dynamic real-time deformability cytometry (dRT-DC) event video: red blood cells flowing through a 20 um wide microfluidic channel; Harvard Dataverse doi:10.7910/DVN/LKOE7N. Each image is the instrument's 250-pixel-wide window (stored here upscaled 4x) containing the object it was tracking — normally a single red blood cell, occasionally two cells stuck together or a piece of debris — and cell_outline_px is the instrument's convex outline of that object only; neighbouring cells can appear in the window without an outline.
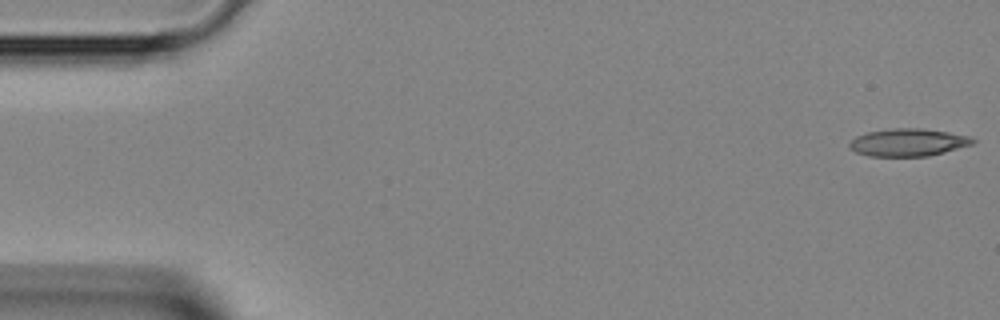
{"species": "Egyptian fruit bat (a non-hibernating species)", "species_latin": "Rousettus aegyptiacus", "temperature_condition": "room temperature", "stored_images_in_passage": 15, "camera_frame_rate_fps": 3000, "um_per_image_px": 0.085, "animal": {"sex": "female"}, "frame": {"image": 1, "passage_image": 1, "time_ms": 0.0, "image_size_px": [1000, 320], "cell_outline_px": [[976, 140], [972, 144], [944, 152], [928, 156], [868, 156], [856, 152], [848, 148], [848, 144], [856, 136], [868, 132], [892, 128], [924, 128], [948, 132], [968, 136]], "centroid_in_image_um": [77.16, 12.1], "position_along_channel_um": 7.8, "area_um2": 19.77}}
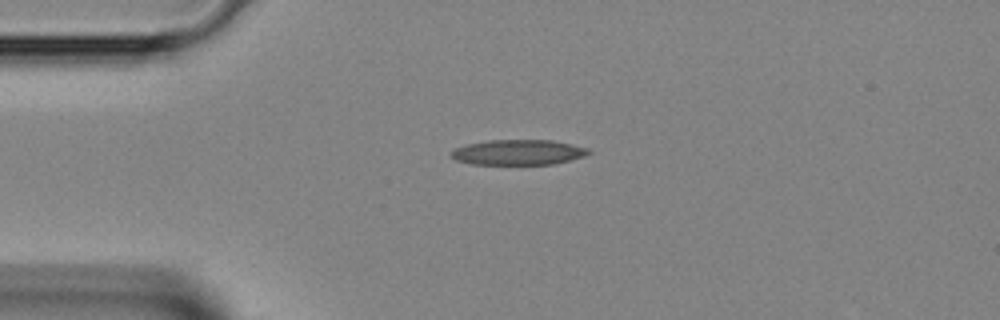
{"frame": {"image": 2, "passage_image": 10, "time_ms": 3.0, "image_size_px": [1000, 320], "cell_outline_px": [[592, 152], [584, 156], [552, 164], [472, 164], [456, 160], [448, 152], [464, 144], [488, 140], [552, 140], [588, 148]], "centroid_in_image_um": [44.01, 12.94], "position_along_channel_um": 41.0, "area_um2": 20.17}}
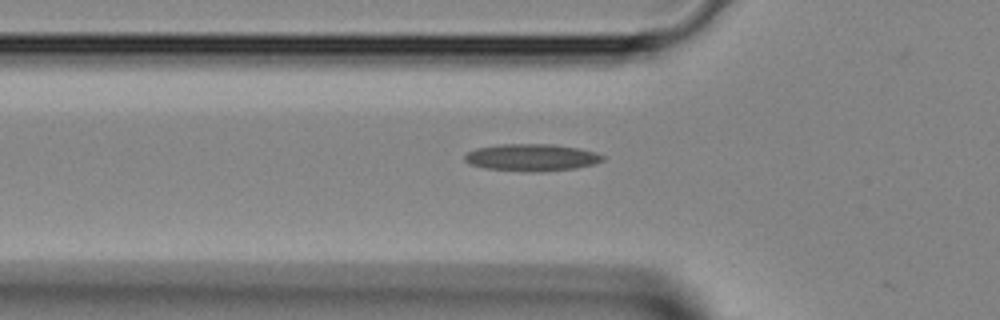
{"frame": {"image": 3, "passage_image": 14, "time_ms": 4.333, "image_size_px": [1000, 320], "cell_outline_px": [[604, 160], [592, 164], [576, 168], [536, 172], [528, 172], [484, 168], [468, 164], [464, 160], [464, 156], [468, 152], [476, 148], [504, 144], [552, 144], [580, 148], [596, 152], [604, 156]], "centroid_in_image_um": [45.18, 13.39], "position_along_channel_um": 80.6, "area_um2": 21.85}}